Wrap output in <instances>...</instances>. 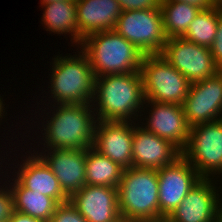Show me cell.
<instances>
[{"instance_id": "obj_1", "label": "cell", "mask_w": 222, "mask_h": 222, "mask_svg": "<svg viewBox=\"0 0 222 222\" xmlns=\"http://www.w3.org/2000/svg\"><path fill=\"white\" fill-rule=\"evenodd\" d=\"M145 100L140 71L95 77L92 102L99 104L98 121H132L129 118Z\"/></svg>"}, {"instance_id": "obj_2", "label": "cell", "mask_w": 222, "mask_h": 222, "mask_svg": "<svg viewBox=\"0 0 222 222\" xmlns=\"http://www.w3.org/2000/svg\"><path fill=\"white\" fill-rule=\"evenodd\" d=\"M80 45L95 77L139 71L145 56L114 29L93 33Z\"/></svg>"}, {"instance_id": "obj_3", "label": "cell", "mask_w": 222, "mask_h": 222, "mask_svg": "<svg viewBox=\"0 0 222 222\" xmlns=\"http://www.w3.org/2000/svg\"><path fill=\"white\" fill-rule=\"evenodd\" d=\"M117 192L122 221L145 222L159 218L157 170L125 168Z\"/></svg>"}, {"instance_id": "obj_4", "label": "cell", "mask_w": 222, "mask_h": 222, "mask_svg": "<svg viewBox=\"0 0 222 222\" xmlns=\"http://www.w3.org/2000/svg\"><path fill=\"white\" fill-rule=\"evenodd\" d=\"M91 103L59 104L48 121L45 139L50 149H88L94 142L96 122ZM91 112H93L91 114Z\"/></svg>"}, {"instance_id": "obj_5", "label": "cell", "mask_w": 222, "mask_h": 222, "mask_svg": "<svg viewBox=\"0 0 222 222\" xmlns=\"http://www.w3.org/2000/svg\"><path fill=\"white\" fill-rule=\"evenodd\" d=\"M79 53V57L54 58L50 87L57 105L85 104L94 98L95 76L86 54Z\"/></svg>"}, {"instance_id": "obj_6", "label": "cell", "mask_w": 222, "mask_h": 222, "mask_svg": "<svg viewBox=\"0 0 222 222\" xmlns=\"http://www.w3.org/2000/svg\"><path fill=\"white\" fill-rule=\"evenodd\" d=\"M139 71L146 100L183 104L191 83L161 54L145 55Z\"/></svg>"}, {"instance_id": "obj_7", "label": "cell", "mask_w": 222, "mask_h": 222, "mask_svg": "<svg viewBox=\"0 0 222 222\" xmlns=\"http://www.w3.org/2000/svg\"><path fill=\"white\" fill-rule=\"evenodd\" d=\"M114 30L144 55L160 54L167 42L160 9L122 11Z\"/></svg>"}, {"instance_id": "obj_8", "label": "cell", "mask_w": 222, "mask_h": 222, "mask_svg": "<svg viewBox=\"0 0 222 222\" xmlns=\"http://www.w3.org/2000/svg\"><path fill=\"white\" fill-rule=\"evenodd\" d=\"M182 155L202 178L222 173V119L190 127Z\"/></svg>"}, {"instance_id": "obj_9", "label": "cell", "mask_w": 222, "mask_h": 222, "mask_svg": "<svg viewBox=\"0 0 222 222\" xmlns=\"http://www.w3.org/2000/svg\"><path fill=\"white\" fill-rule=\"evenodd\" d=\"M162 57L192 84L214 76L220 69L210 48L200 46L183 37L167 39Z\"/></svg>"}, {"instance_id": "obj_10", "label": "cell", "mask_w": 222, "mask_h": 222, "mask_svg": "<svg viewBox=\"0 0 222 222\" xmlns=\"http://www.w3.org/2000/svg\"><path fill=\"white\" fill-rule=\"evenodd\" d=\"M159 183V218L168 217L187 193L202 179L183 156L157 170Z\"/></svg>"}, {"instance_id": "obj_11", "label": "cell", "mask_w": 222, "mask_h": 222, "mask_svg": "<svg viewBox=\"0 0 222 222\" xmlns=\"http://www.w3.org/2000/svg\"><path fill=\"white\" fill-rule=\"evenodd\" d=\"M182 107L190 127L222 119V70L192 83Z\"/></svg>"}, {"instance_id": "obj_12", "label": "cell", "mask_w": 222, "mask_h": 222, "mask_svg": "<svg viewBox=\"0 0 222 222\" xmlns=\"http://www.w3.org/2000/svg\"><path fill=\"white\" fill-rule=\"evenodd\" d=\"M69 202L87 222H120L116 187L88 185L69 197Z\"/></svg>"}, {"instance_id": "obj_13", "label": "cell", "mask_w": 222, "mask_h": 222, "mask_svg": "<svg viewBox=\"0 0 222 222\" xmlns=\"http://www.w3.org/2000/svg\"><path fill=\"white\" fill-rule=\"evenodd\" d=\"M133 126L129 121H99L92 148L124 169L132 167Z\"/></svg>"}, {"instance_id": "obj_14", "label": "cell", "mask_w": 222, "mask_h": 222, "mask_svg": "<svg viewBox=\"0 0 222 222\" xmlns=\"http://www.w3.org/2000/svg\"><path fill=\"white\" fill-rule=\"evenodd\" d=\"M146 103H151L153 110L149 113L145 129L171 142L182 152L187 146L190 132L182 105L152 100H146Z\"/></svg>"}, {"instance_id": "obj_15", "label": "cell", "mask_w": 222, "mask_h": 222, "mask_svg": "<svg viewBox=\"0 0 222 222\" xmlns=\"http://www.w3.org/2000/svg\"><path fill=\"white\" fill-rule=\"evenodd\" d=\"M182 152L171 142L142 127L134 126L132 164L134 167L158 170L171 164Z\"/></svg>"}, {"instance_id": "obj_16", "label": "cell", "mask_w": 222, "mask_h": 222, "mask_svg": "<svg viewBox=\"0 0 222 222\" xmlns=\"http://www.w3.org/2000/svg\"><path fill=\"white\" fill-rule=\"evenodd\" d=\"M49 155L40 158L53 171L68 197L86 185L87 149H51Z\"/></svg>"}, {"instance_id": "obj_17", "label": "cell", "mask_w": 222, "mask_h": 222, "mask_svg": "<svg viewBox=\"0 0 222 222\" xmlns=\"http://www.w3.org/2000/svg\"><path fill=\"white\" fill-rule=\"evenodd\" d=\"M211 179L202 178L168 217L173 222H215L219 194Z\"/></svg>"}, {"instance_id": "obj_18", "label": "cell", "mask_w": 222, "mask_h": 222, "mask_svg": "<svg viewBox=\"0 0 222 222\" xmlns=\"http://www.w3.org/2000/svg\"><path fill=\"white\" fill-rule=\"evenodd\" d=\"M79 42L96 32L112 30L122 9L117 0H76Z\"/></svg>"}, {"instance_id": "obj_19", "label": "cell", "mask_w": 222, "mask_h": 222, "mask_svg": "<svg viewBox=\"0 0 222 222\" xmlns=\"http://www.w3.org/2000/svg\"><path fill=\"white\" fill-rule=\"evenodd\" d=\"M37 156V157H36ZM29 156L17 173V180L27 189L54 198L59 204L69 201L58 179L39 155Z\"/></svg>"}, {"instance_id": "obj_20", "label": "cell", "mask_w": 222, "mask_h": 222, "mask_svg": "<svg viewBox=\"0 0 222 222\" xmlns=\"http://www.w3.org/2000/svg\"><path fill=\"white\" fill-rule=\"evenodd\" d=\"M12 187L14 210L33 218L50 222L59 203L50 196L25 188L17 179Z\"/></svg>"}, {"instance_id": "obj_21", "label": "cell", "mask_w": 222, "mask_h": 222, "mask_svg": "<svg viewBox=\"0 0 222 222\" xmlns=\"http://www.w3.org/2000/svg\"><path fill=\"white\" fill-rule=\"evenodd\" d=\"M42 6H45L42 21L47 30L57 34L71 33L73 42L80 44L76 0L51 2Z\"/></svg>"}, {"instance_id": "obj_22", "label": "cell", "mask_w": 222, "mask_h": 222, "mask_svg": "<svg viewBox=\"0 0 222 222\" xmlns=\"http://www.w3.org/2000/svg\"><path fill=\"white\" fill-rule=\"evenodd\" d=\"M122 168L107 156L88 148L86 156V184L96 186L116 187L120 183Z\"/></svg>"}, {"instance_id": "obj_23", "label": "cell", "mask_w": 222, "mask_h": 222, "mask_svg": "<svg viewBox=\"0 0 222 222\" xmlns=\"http://www.w3.org/2000/svg\"><path fill=\"white\" fill-rule=\"evenodd\" d=\"M160 10L167 39L183 37L190 23L200 11L193 5L179 1L161 2Z\"/></svg>"}, {"instance_id": "obj_24", "label": "cell", "mask_w": 222, "mask_h": 222, "mask_svg": "<svg viewBox=\"0 0 222 222\" xmlns=\"http://www.w3.org/2000/svg\"><path fill=\"white\" fill-rule=\"evenodd\" d=\"M218 21V9L200 10L190 23L183 38L200 46L210 48L216 38Z\"/></svg>"}, {"instance_id": "obj_25", "label": "cell", "mask_w": 222, "mask_h": 222, "mask_svg": "<svg viewBox=\"0 0 222 222\" xmlns=\"http://www.w3.org/2000/svg\"><path fill=\"white\" fill-rule=\"evenodd\" d=\"M50 222H87L86 219L69 202L57 206Z\"/></svg>"}, {"instance_id": "obj_26", "label": "cell", "mask_w": 222, "mask_h": 222, "mask_svg": "<svg viewBox=\"0 0 222 222\" xmlns=\"http://www.w3.org/2000/svg\"><path fill=\"white\" fill-rule=\"evenodd\" d=\"M1 189V188H0ZM14 211V197L12 190H0V222H9Z\"/></svg>"}, {"instance_id": "obj_27", "label": "cell", "mask_w": 222, "mask_h": 222, "mask_svg": "<svg viewBox=\"0 0 222 222\" xmlns=\"http://www.w3.org/2000/svg\"><path fill=\"white\" fill-rule=\"evenodd\" d=\"M122 11L160 9L161 0H117Z\"/></svg>"}, {"instance_id": "obj_28", "label": "cell", "mask_w": 222, "mask_h": 222, "mask_svg": "<svg viewBox=\"0 0 222 222\" xmlns=\"http://www.w3.org/2000/svg\"><path fill=\"white\" fill-rule=\"evenodd\" d=\"M215 64L222 70V11L219 10V21L216 38L210 46Z\"/></svg>"}, {"instance_id": "obj_29", "label": "cell", "mask_w": 222, "mask_h": 222, "mask_svg": "<svg viewBox=\"0 0 222 222\" xmlns=\"http://www.w3.org/2000/svg\"><path fill=\"white\" fill-rule=\"evenodd\" d=\"M169 1L184 2L186 4L193 5L200 10H207V9L212 8V4L210 0H161V2H169Z\"/></svg>"}, {"instance_id": "obj_30", "label": "cell", "mask_w": 222, "mask_h": 222, "mask_svg": "<svg viewBox=\"0 0 222 222\" xmlns=\"http://www.w3.org/2000/svg\"><path fill=\"white\" fill-rule=\"evenodd\" d=\"M9 222H44V221L14 210L12 216L10 217Z\"/></svg>"}, {"instance_id": "obj_31", "label": "cell", "mask_w": 222, "mask_h": 222, "mask_svg": "<svg viewBox=\"0 0 222 222\" xmlns=\"http://www.w3.org/2000/svg\"><path fill=\"white\" fill-rule=\"evenodd\" d=\"M221 206H220V205ZM221 207V208H220ZM215 222H222V204L220 203V199H218V204H217V213H216V218Z\"/></svg>"}, {"instance_id": "obj_32", "label": "cell", "mask_w": 222, "mask_h": 222, "mask_svg": "<svg viewBox=\"0 0 222 222\" xmlns=\"http://www.w3.org/2000/svg\"><path fill=\"white\" fill-rule=\"evenodd\" d=\"M212 8L222 11V0H210Z\"/></svg>"}, {"instance_id": "obj_33", "label": "cell", "mask_w": 222, "mask_h": 222, "mask_svg": "<svg viewBox=\"0 0 222 222\" xmlns=\"http://www.w3.org/2000/svg\"><path fill=\"white\" fill-rule=\"evenodd\" d=\"M145 222H173L169 217H161L153 220H148Z\"/></svg>"}, {"instance_id": "obj_34", "label": "cell", "mask_w": 222, "mask_h": 222, "mask_svg": "<svg viewBox=\"0 0 222 222\" xmlns=\"http://www.w3.org/2000/svg\"><path fill=\"white\" fill-rule=\"evenodd\" d=\"M59 1H75V0H41V4L44 5L46 3L59 2Z\"/></svg>"}, {"instance_id": "obj_35", "label": "cell", "mask_w": 222, "mask_h": 222, "mask_svg": "<svg viewBox=\"0 0 222 222\" xmlns=\"http://www.w3.org/2000/svg\"><path fill=\"white\" fill-rule=\"evenodd\" d=\"M4 104H3V102H2V100H1V98H0V117H2V112H4L3 110L4 109H2L4 106H3Z\"/></svg>"}]
</instances>
